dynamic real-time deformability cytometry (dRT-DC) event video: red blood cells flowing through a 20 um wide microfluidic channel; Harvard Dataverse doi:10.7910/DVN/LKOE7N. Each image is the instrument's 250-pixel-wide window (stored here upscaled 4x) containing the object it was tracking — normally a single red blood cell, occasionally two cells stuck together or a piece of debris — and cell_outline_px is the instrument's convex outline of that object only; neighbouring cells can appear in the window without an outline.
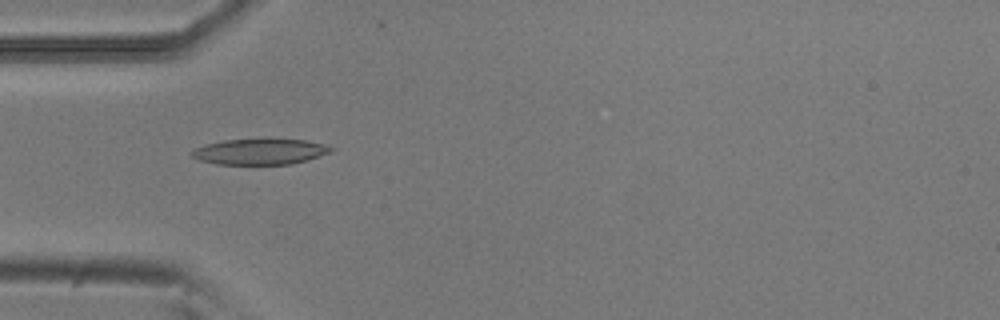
{"species": "common noctule bat (a hibernating species)", "species_latin": "Nyctalus noctula", "temperature_condition": "room temperature", "stored_images_in_passage": 34, "camera_frame_rate_fps": 3000, "um_per_image_px": 0.085, "animal": {"sex": "male", "body_mass_g": 20.5, "forearm_length_mm": 52.5}, "frame": {"image": 1, "passage_image": 5, "time_ms": 1.333, "image_size_px": [1000, 320], "cell_outline_px": [[336, 148], [332, 152], [308, 160], [292, 164], [216, 164], [200, 160], [192, 156], [188, 152], [204, 144], [224, 140], [304, 140], [324, 144]], "centroid_in_image_um": [22.11, 12.9], "position_along_channel_um": 62.9, "area_um2": 20.75}}
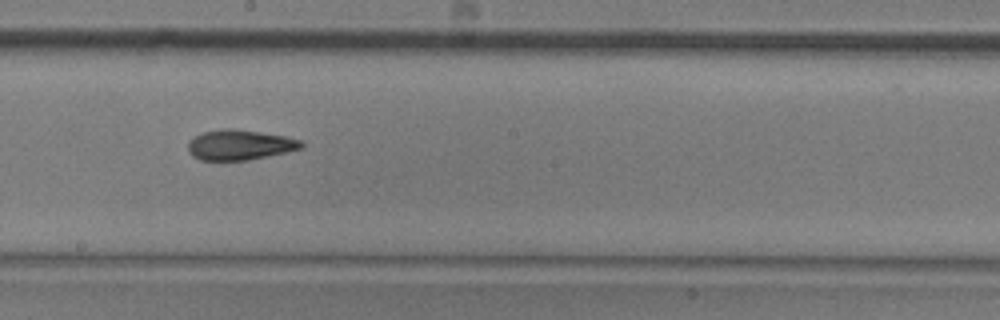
{"frame": {"image": 2, "passage_image": 18, "time_ms": 5.667, "image_size_px": [1000, 320], "cell_outline_px": [[304, 148], [248, 160], [200, 160], [192, 156], [188, 152], [188, 140], [204, 132], [220, 128], [232, 128], [260, 132], [284, 136], [304, 140]], "centroid_in_image_um": [20.38, 12.31], "position_along_channel_um": 227.8, "area_um2": 20.06}}
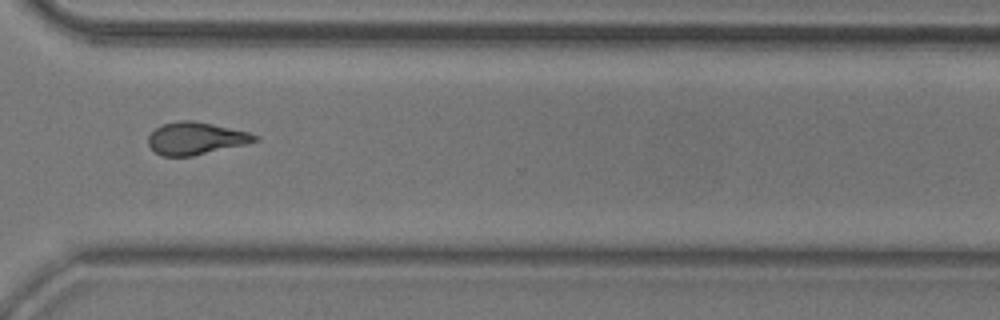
{"frame": {"image": 3, "passage_image": 28, "time_ms": 9.0, "image_size_px": [1000, 320], "cell_outline_px": [[260, 140], [244, 144], [192, 156], [160, 156], [148, 144], [148, 136], [156, 128], [164, 124], [180, 120], [192, 120], [212, 124], [248, 132], [260, 136]], "centroid_in_image_um": [16.64, 11.76], "position_along_channel_um": 354.0, "area_um2": 19.88}, "authors_computed_cell_mechanics": {"area_um2": 19.9699, "velocity_mm_per_s": 3.7993, "shape_relaxation_time_tau1_ms": 5.8201, "shape_relaxation_time_tau2_ms": 2.4975, "deformation_change_tau1": 0.1705, "deformation_change_tau2": 0.1089}}